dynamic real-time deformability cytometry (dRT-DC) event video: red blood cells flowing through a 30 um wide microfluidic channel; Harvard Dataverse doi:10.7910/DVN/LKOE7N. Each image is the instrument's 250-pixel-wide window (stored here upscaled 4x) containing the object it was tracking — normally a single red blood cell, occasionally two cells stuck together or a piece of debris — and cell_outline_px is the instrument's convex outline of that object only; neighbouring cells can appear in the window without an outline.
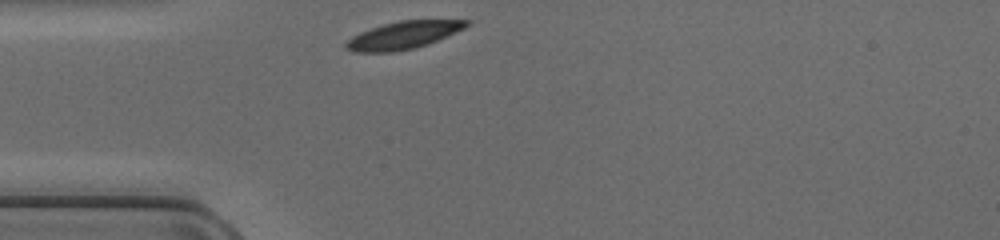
{"species": "common noctule bat (a hibernating species)", "species_latin": "Nyctalus noctula", "temperature_condition": "cold", "stored_images_in_passage": 26, "camera_frame_rate_fps": 3000, "um_per_image_px": 0.085, "animal": {"sex": "female", "body_mass_g": 17.0, "forearm_length_mm": 48.0}, "frame": {"image": 1, "passage_image": 1, "time_ms": 0.0, "image_size_px": [1000, 240], "cell_outline_px": [[472, 20], [464, 28], [428, 44], [412, 48], [392, 52], [356, 52], [344, 48], [344, 44], [352, 36], [360, 32], [384, 24], [400, 20]], "centroid_in_image_um": [34.25, 2.99], "position_along_channel_um": 50.8, "area_um2": 19.07}}
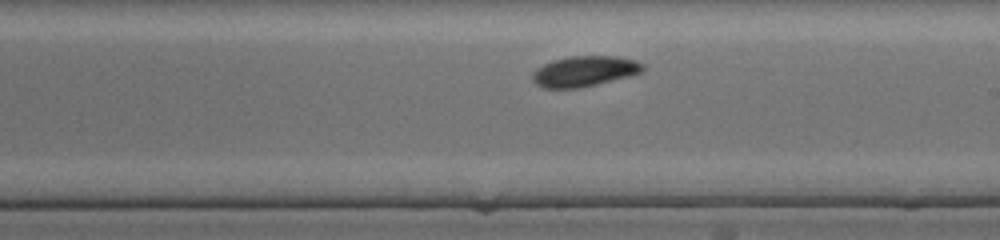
{"frame": {"image": 2, "passage_image": 15, "time_ms": 4.667, "image_size_px": [1000, 240], "cell_outline_px": [[644, 68], [640, 72], [628, 76], [596, 84], [576, 88], [544, 88], [536, 84], [532, 80], [532, 72], [536, 68], [552, 60], [568, 56], [616, 56], [636, 60], [644, 64]], "centroid_in_image_um": [49.64, 6.04], "position_along_channel_um": 239.4, "area_um2": 19.54}}
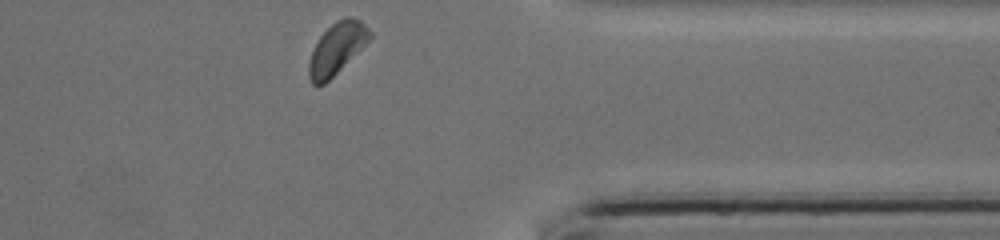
{"frame": {"image": 3, "passage_image": 26, "time_ms": 8.333, "image_size_px": [1000, 240], "cell_outline_px": [[372, 36], [324, 84], [312, 84], [308, 76], [308, 64], [312, 52], [320, 36], [336, 20], [344, 16], [352, 16], [360, 20], [372, 32]], "centroid_in_image_um": [28.61, 4.08], "position_along_channel_um": 382.8, "area_um2": 17.69}}